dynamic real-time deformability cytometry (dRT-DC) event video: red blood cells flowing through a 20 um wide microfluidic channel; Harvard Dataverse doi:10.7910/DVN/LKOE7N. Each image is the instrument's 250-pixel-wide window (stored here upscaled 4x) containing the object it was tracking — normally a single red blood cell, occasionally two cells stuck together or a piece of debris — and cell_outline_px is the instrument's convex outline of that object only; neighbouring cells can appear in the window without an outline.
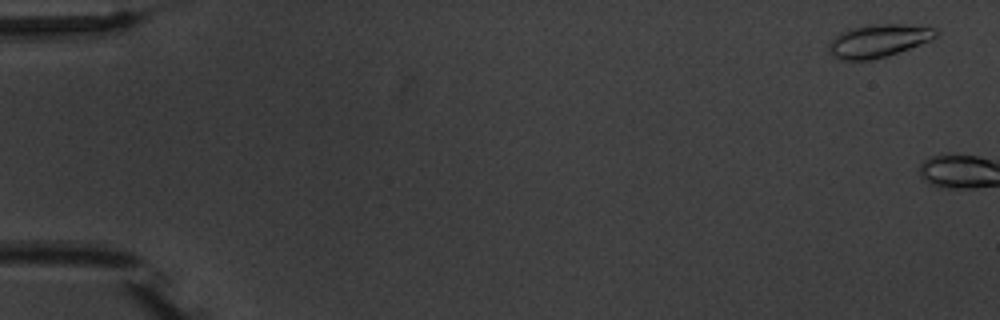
{"species": "common noctule bat (a hibernating species)", "species_latin": "Nyctalus noctula", "temperature_condition": "warm", "stored_images_in_passage": 2, "camera_frame_rate_fps": 3000, "um_per_image_px": 0.085, "animal": {"sex": "male", "body_mass_g": 20.1, "forearm_length_mm": 53.5}, "frame": {"image": 1, "passage_image": 1, "time_ms": 0.0, "image_size_px": [1000, 320], "cell_outline_px": [[936, 36], [928, 40], [908, 48], [872, 60], [840, 60], [832, 56], [828, 48], [828, 44], [840, 32], [852, 28], [876, 24], [904, 24], [936, 28]], "centroid_in_image_um": [74.6, 3.47], "position_along_channel_um": 10.4, "area_um2": 20.06}}